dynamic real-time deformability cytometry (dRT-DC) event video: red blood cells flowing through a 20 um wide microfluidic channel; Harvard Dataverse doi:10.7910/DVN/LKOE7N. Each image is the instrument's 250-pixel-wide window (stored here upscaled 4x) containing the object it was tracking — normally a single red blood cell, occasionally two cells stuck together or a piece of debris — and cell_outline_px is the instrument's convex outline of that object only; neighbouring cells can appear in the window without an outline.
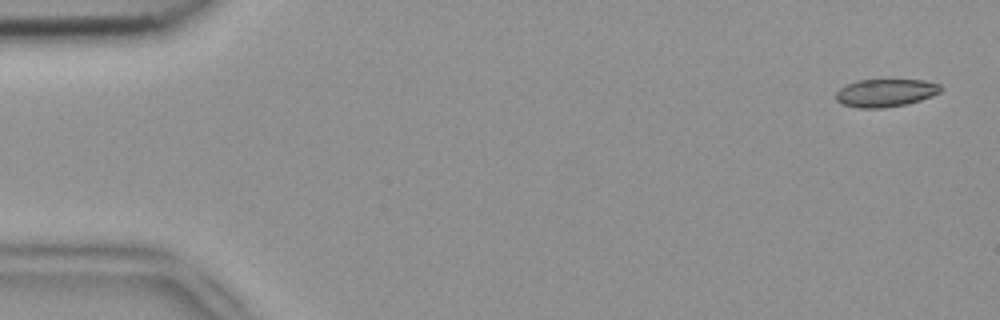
{"species": "common noctule bat (a hibernating species)", "species_latin": "Nyctalus noctula", "temperature_condition": "room temperature", "stored_images_in_passage": 7, "camera_frame_rate_fps": 3000, "um_per_image_px": 0.085, "animal": {"sex": "female", "body_mass_g": 18.4}, "frame": {"image": 1, "passage_image": 1, "time_ms": 0.0, "image_size_px": [1000, 320], "cell_outline_px": [[944, 88], [940, 92], [932, 96], [908, 104], [884, 108], [856, 108], [840, 104], [836, 100], [836, 92], [840, 88], [856, 80], [924, 80], [940, 84]], "centroid_in_image_um": [75.27, 7.9], "position_along_channel_um": 9.7, "area_um2": 17.22}}
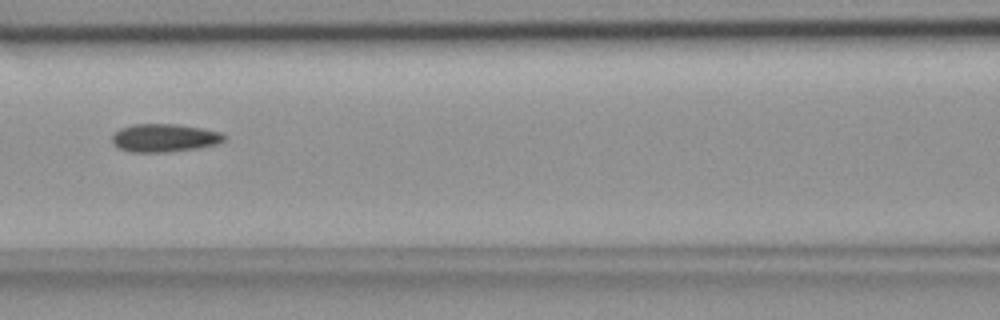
{"frame": {"image": 2, "passage_image": 6, "time_ms": 1.667, "image_size_px": [1000, 320], "cell_outline_px": [[228, 136], [224, 140], [216, 144], [196, 148], [168, 152], [132, 152], [116, 148], [112, 144], [112, 132], [120, 128], [132, 124], [180, 124], [204, 128], [220, 132]], "centroid_in_image_um": [13.94, 11.71], "position_along_channel_um": 152.7, "area_um2": 18.67}}
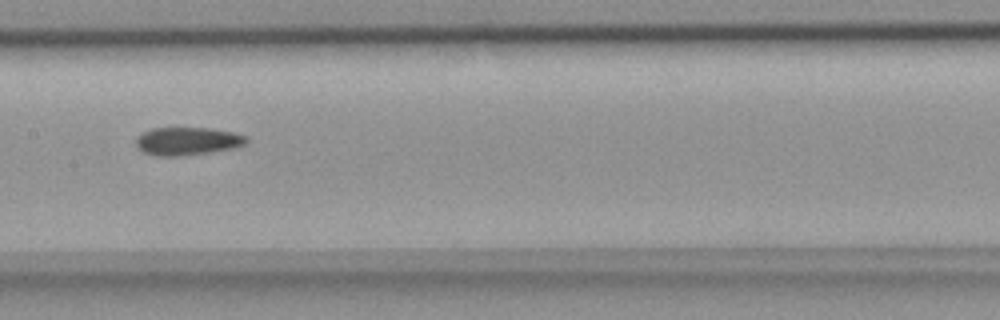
{"frame": {"image": 3, "passage_image": 7, "time_ms": 2.0, "image_size_px": [1000, 320], "cell_outline_px": [[248, 140], [244, 144], [236, 148], [184, 156], [156, 156], [144, 152], [136, 144], [136, 140], [144, 132], [152, 128], [208, 128], [232, 132], [248, 136]], "centroid_in_image_um": [15.97, 12.0], "position_along_channel_um": 191.4, "area_um2": 17.92}}